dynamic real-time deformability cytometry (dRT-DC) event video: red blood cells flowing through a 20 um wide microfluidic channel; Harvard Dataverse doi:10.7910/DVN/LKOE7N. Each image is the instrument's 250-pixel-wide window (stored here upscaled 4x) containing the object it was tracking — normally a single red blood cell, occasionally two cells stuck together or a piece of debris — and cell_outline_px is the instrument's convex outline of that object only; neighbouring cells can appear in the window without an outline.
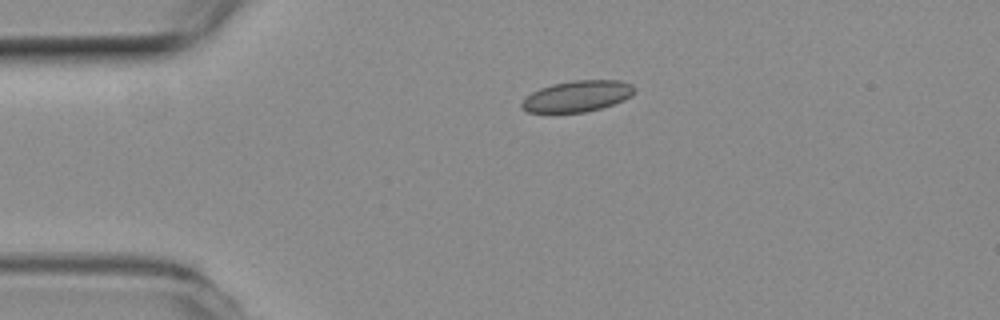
{"species": "common noctule bat (a hibernating species)", "species_latin": "Nyctalus noctula", "temperature_condition": "room temperature", "stored_images_in_passage": 2, "camera_frame_rate_fps": 3000, "um_per_image_px": 0.085, "animal": {"sex": "female", "body_mass_g": 19.3, "forearm_length_mm": 54.1}, "frame": {"image": 1, "passage_image": 1, "time_ms": 0.0, "image_size_px": [1000, 320], "cell_outline_px": [[636, 88], [632, 96], [624, 100], [600, 108], [584, 112], [528, 112], [520, 108], [520, 104], [532, 92], [540, 88], [552, 84], [572, 80], [620, 80], [632, 84]], "centroid_in_image_um": [49.09, 8.16], "position_along_channel_um": 35.9, "area_um2": 20.4}}